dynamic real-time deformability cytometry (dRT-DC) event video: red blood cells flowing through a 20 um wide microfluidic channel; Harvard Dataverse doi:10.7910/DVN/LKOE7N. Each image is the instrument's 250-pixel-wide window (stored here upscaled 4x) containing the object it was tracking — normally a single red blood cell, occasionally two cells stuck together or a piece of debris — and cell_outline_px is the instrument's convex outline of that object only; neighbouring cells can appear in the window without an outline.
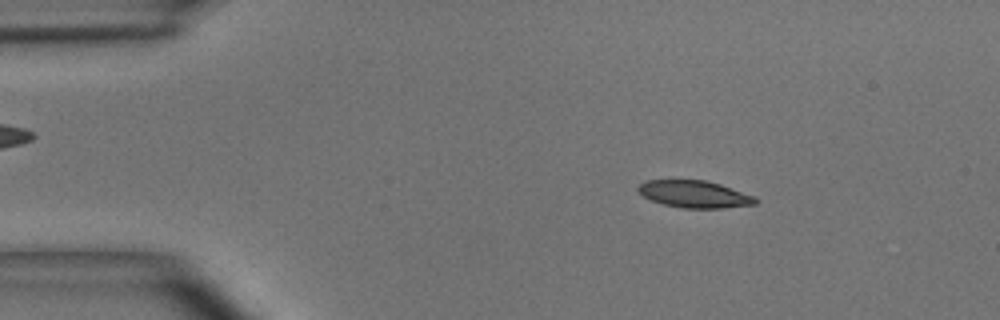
{"species": "common noctule bat (a hibernating species)", "species_latin": "Nyctalus noctula", "temperature_condition": "room temperature", "stored_images_in_passage": 49, "camera_frame_rate_fps": 3000, "um_per_image_px": 0.085, "animal": {"sex": "male", "body_mass_g": 15.6}, "frame": {"image": 1, "passage_image": 7, "time_ms": 2.0, "image_size_px": [1000, 320], "cell_outline_px": [[756, 204], [720, 208], [680, 208], [664, 204], [652, 200], [644, 196], [636, 188], [644, 180], [708, 180], [756, 196]], "centroid_in_image_um": [59.03, 16.49], "position_along_channel_um": 26.0, "area_um2": 18.5}}
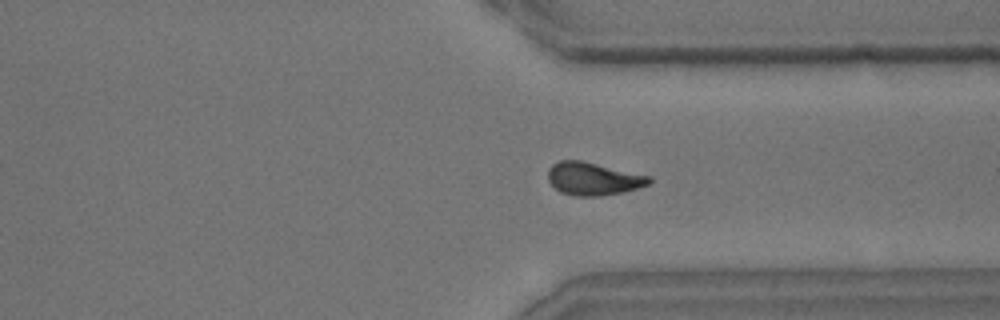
{"frame": {"image": 2, "passage_image": 37, "time_ms": 12.0, "image_size_px": [1000, 320], "cell_outline_px": [[652, 180], [648, 184], [624, 192], [600, 196], [576, 196], [560, 192], [548, 180], [548, 168], [552, 164], [560, 160], [580, 160], [652, 176]], "centroid_in_image_um": [50.42, 15.19], "position_along_channel_um": 361.0, "area_um2": 19.36}}
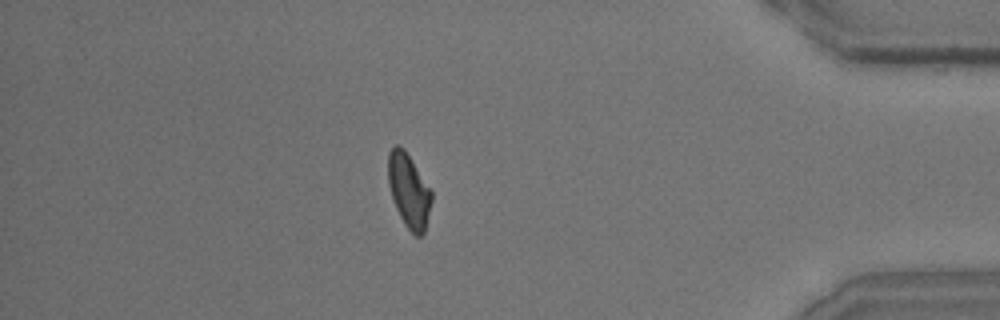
{"frame": {"image": 3, "passage_image": 43, "time_ms": 14.0, "image_size_px": [1000, 320], "cell_outline_px": [[432, 200], [424, 232], [420, 236], [416, 236], [404, 224], [396, 208], [388, 184], [388, 152], [396, 144], [400, 144], [404, 148], [432, 192]], "centroid_in_image_um": [34.74, 16.18], "position_along_channel_um": 400.5, "area_um2": 18.5}, "authors_computed_cell_mechanics": {"area_um2": 19.074, "velocity_mm_per_s": 3.947, "shape_relaxation_time_tau1_ms": 6.3327, "shape_relaxation_time_tau2_ms": 2.7815, "deformation_change_tau1": 0.1718, "deformation_change_tau2": 0.0844}}